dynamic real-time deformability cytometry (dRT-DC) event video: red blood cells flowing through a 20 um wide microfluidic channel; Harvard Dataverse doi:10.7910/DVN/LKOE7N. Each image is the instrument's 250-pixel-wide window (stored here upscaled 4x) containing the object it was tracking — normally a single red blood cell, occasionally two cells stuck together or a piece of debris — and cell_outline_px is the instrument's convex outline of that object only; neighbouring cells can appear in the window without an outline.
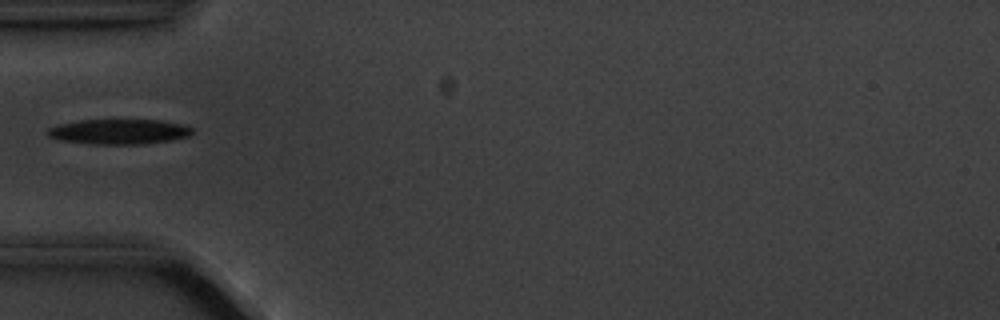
{"species": "common noctule bat (a hibernating species)", "species_latin": "Nyctalus noctula", "temperature_condition": "cold", "stored_images_in_passage": 1, "camera_frame_rate_fps": 3000, "um_per_image_px": 0.085, "animal": {"sex": "male", "body_mass_g": 20.1, "forearm_length_mm": 53.5}, "frame": {"image": 1, "passage_image": 1, "time_ms": 0.0, "image_size_px": [1000, 320], "cell_outline_px": [[192, 132], [188, 136], [172, 140], [140, 144], [92, 144], [60, 140], [48, 136], [44, 132], [48, 128], [56, 124], [76, 120], [164, 120], [184, 124], [192, 128]], "centroid_in_image_um": [10.07, 11.18], "position_along_channel_um": 74.9, "area_um2": 21.39}}